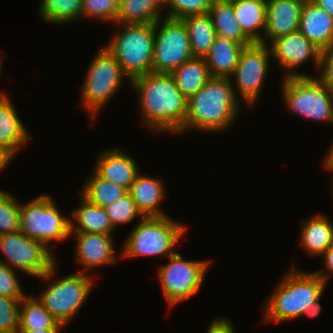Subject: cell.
Listing matches in <instances>:
<instances>
[{
    "label": "cell",
    "instance_id": "cell-1",
    "mask_svg": "<svg viewBox=\"0 0 333 333\" xmlns=\"http://www.w3.org/2000/svg\"><path fill=\"white\" fill-rule=\"evenodd\" d=\"M130 82L140 96V113L145 126L159 133H182L188 99L170 73L150 72Z\"/></svg>",
    "mask_w": 333,
    "mask_h": 333
},
{
    "label": "cell",
    "instance_id": "cell-2",
    "mask_svg": "<svg viewBox=\"0 0 333 333\" xmlns=\"http://www.w3.org/2000/svg\"><path fill=\"white\" fill-rule=\"evenodd\" d=\"M228 77H211L187 100V115L182 133L188 128L214 132L229 128L236 118L238 96Z\"/></svg>",
    "mask_w": 333,
    "mask_h": 333
},
{
    "label": "cell",
    "instance_id": "cell-3",
    "mask_svg": "<svg viewBox=\"0 0 333 333\" xmlns=\"http://www.w3.org/2000/svg\"><path fill=\"white\" fill-rule=\"evenodd\" d=\"M327 285L317 274L291 268L266 301L264 321L282 322L300 316L320 300Z\"/></svg>",
    "mask_w": 333,
    "mask_h": 333
},
{
    "label": "cell",
    "instance_id": "cell-4",
    "mask_svg": "<svg viewBox=\"0 0 333 333\" xmlns=\"http://www.w3.org/2000/svg\"><path fill=\"white\" fill-rule=\"evenodd\" d=\"M124 28L105 46L120 64L129 82L152 72L155 30L154 23L121 24Z\"/></svg>",
    "mask_w": 333,
    "mask_h": 333
},
{
    "label": "cell",
    "instance_id": "cell-5",
    "mask_svg": "<svg viewBox=\"0 0 333 333\" xmlns=\"http://www.w3.org/2000/svg\"><path fill=\"white\" fill-rule=\"evenodd\" d=\"M130 232L122 257L172 256L175 245L183 238L185 226L170 216L141 218Z\"/></svg>",
    "mask_w": 333,
    "mask_h": 333
},
{
    "label": "cell",
    "instance_id": "cell-6",
    "mask_svg": "<svg viewBox=\"0 0 333 333\" xmlns=\"http://www.w3.org/2000/svg\"><path fill=\"white\" fill-rule=\"evenodd\" d=\"M70 221L61 215L51 196L40 195L20 204V231L47 248L52 241L62 242L70 237Z\"/></svg>",
    "mask_w": 333,
    "mask_h": 333
},
{
    "label": "cell",
    "instance_id": "cell-7",
    "mask_svg": "<svg viewBox=\"0 0 333 333\" xmlns=\"http://www.w3.org/2000/svg\"><path fill=\"white\" fill-rule=\"evenodd\" d=\"M282 97L288 110L304 118L333 122V93L314 76L285 77Z\"/></svg>",
    "mask_w": 333,
    "mask_h": 333
},
{
    "label": "cell",
    "instance_id": "cell-8",
    "mask_svg": "<svg viewBox=\"0 0 333 333\" xmlns=\"http://www.w3.org/2000/svg\"><path fill=\"white\" fill-rule=\"evenodd\" d=\"M0 251L7 258L4 262L8 267L24 273L52 280L56 271V259L43 243L33 240L21 231L0 235Z\"/></svg>",
    "mask_w": 333,
    "mask_h": 333
},
{
    "label": "cell",
    "instance_id": "cell-9",
    "mask_svg": "<svg viewBox=\"0 0 333 333\" xmlns=\"http://www.w3.org/2000/svg\"><path fill=\"white\" fill-rule=\"evenodd\" d=\"M88 68L83 88V106L89 109L94 117L107 103L112 95L118 91L122 79L127 76L123 73L115 57L103 47Z\"/></svg>",
    "mask_w": 333,
    "mask_h": 333
},
{
    "label": "cell",
    "instance_id": "cell-10",
    "mask_svg": "<svg viewBox=\"0 0 333 333\" xmlns=\"http://www.w3.org/2000/svg\"><path fill=\"white\" fill-rule=\"evenodd\" d=\"M94 277L83 271L57 279L47 286L38 300L57 320L66 326L83 305L93 287Z\"/></svg>",
    "mask_w": 333,
    "mask_h": 333
},
{
    "label": "cell",
    "instance_id": "cell-11",
    "mask_svg": "<svg viewBox=\"0 0 333 333\" xmlns=\"http://www.w3.org/2000/svg\"><path fill=\"white\" fill-rule=\"evenodd\" d=\"M161 19L154 23L152 72L171 73L194 56L184 22L181 19L167 17L163 18V21Z\"/></svg>",
    "mask_w": 333,
    "mask_h": 333
},
{
    "label": "cell",
    "instance_id": "cell-12",
    "mask_svg": "<svg viewBox=\"0 0 333 333\" xmlns=\"http://www.w3.org/2000/svg\"><path fill=\"white\" fill-rule=\"evenodd\" d=\"M168 258L170 262L159 268L158 278L163 296L172 307L200 290L209 265L203 260L186 261L178 252Z\"/></svg>",
    "mask_w": 333,
    "mask_h": 333
},
{
    "label": "cell",
    "instance_id": "cell-13",
    "mask_svg": "<svg viewBox=\"0 0 333 333\" xmlns=\"http://www.w3.org/2000/svg\"><path fill=\"white\" fill-rule=\"evenodd\" d=\"M269 47V48H268ZM269 56H272L271 48L261 42H253L244 46L239 56V60L230 76L236 82L233 88L237 89L243 101L252 108L262 91L265 76L268 72Z\"/></svg>",
    "mask_w": 333,
    "mask_h": 333
},
{
    "label": "cell",
    "instance_id": "cell-14",
    "mask_svg": "<svg viewBox=\"0 0 333 333\" xmlns=\"http://www.w3.org/2000/svg\"><path fill=\"white\" fill-rule=\"evenodd\" d=\"M270 44L274 60L278 61L280 67L287 69L288 74L285 77H309L305 73L298 74L295 69L310 59L314 61L316 69L319 70L321 50L306 39L300 31L278 37Z\"/></svg>",
    "mask_w": 333,
    "mask_h": 333
},
{
    "label": "cell",
    "instance_id": "cell-15",
    "mask_svg": "<svg viewBox=\"0 0 333 333\" xmlns=\"http://www.w3.org/2000/svg\"><path fill=\"white\" fill-rule=\"evenodd\" d=\"M265 38L273 41L278 37L299 31L300 15L303 3L296 0H268Z\"/></svg>",
    "mask_w": 333,
    "mask_h": 333
},
{
    "label": "cell",
    "instance_id": "cell-16",
    "mask_svg": "<svg viewBox=\"0 0 333 333\" xmlns=\"http://www.w3.org/2000/svg\"><path fill=\"white\" fill-rule=\"evenodd\" d=\"M77 238L75 260L86 268L101 267L116 263L115 246L112 235L75 232Z\"/></svg>",
    "mask_w": 333,
    "mask_h": 333
},
{
    "label": "cell",
    "instance_id": "cell-17",
    "mask_svg": "<svg viewBox=\"0 0 333 333\" xmlns=\"http://www.w3.org/2000/svg\"><path fill=\"white\" fill-rule=\"evenodd\" d=\"M94 171L101 178L124 187L127 191L139 173L135 159L118 149L102 152L95 164Z\"/></svg>",
    "mask_w": 333,
    "mask_h": 333
},
{
    "label": "cell",
    "instance_id": "cell-18",
    "mask_svg": "<svg viewBox=\"0 0 333 333\" xmlns=\"http://www.w3.org/2000/svg\"><path fill=\"white\" fill-rule=\"evenodd\" d=\"M299 31L319 50L333 48V17L313 2L302 6Z\"/></svg>",
    "mask_w": 333,
    "mask_h": 333
},
{
    "label": "cell",
    "instance_id": "cell-19",
    "mask_svg": "<svg viewBox=\"0 0 333 333\" xmlns=\"http://www.w3.org/2000/svg\"><path fill=\"white\" fill-rule=\"evenodd\" d=\"M29 135L9 96L0 91V149L12 158L29 140Z\"/></svg>",
    "mask_w": 333,
    "mask_h": 333
},
{
    "label": "cell",
    "instance_id": "cell-20",
    "mask_svg": "<svg viewBox=\"0 0 333 333\" xmlns=\"http://www.w3.org/2000/svg\"><path fill=\"white\" fill-rule=\"evenodd\" d=\"M165 192L161 179L144 176L140 172L136 175L128 190L138 210L144 217L167 216L159 208V204L165 198Z\"/></svg>",
    "mask_w": 333,
    "mask_h": 333
},
{
    "label": "cell",
    "instance_id": "cell-21",
    "mask_svg": "<svg viewBox=\"0 0 333 333\" xmlns=\"http://www.w3.org/2000/svg\"><path fill=\"white\" fill-rule=\"evenodd\" d=\"M243 47L238 42L217 35L204 57L211 77L230 78L236 69Z\"/></svg>",
    "mask_w": 333,
    "mask_h": 333
},
{
    "label": "cell",
    "instance_id": "cell-22",
    "mask_svg": "<svg viewBox=\"0 0 333 333\" xmlns=\"http://www.w3.org/2000/svg\"><path fill=\"white\" fill-rule=\"evenodd\" d=\"M235 17L244 34L252 42H262L259 29L266 28L267 3L260 0H238L232 3Z\"/></svg>",
    "mask_w": 333,
    "mask_h": 333
},
{
    "label": "cell",
    "instance_id": "cell-23",
    "mask_svg": "<svg viewBox=\"0 0 333 333\" xmlns=\"http://www.w3.org/2000/svg\"><path fill=\"white\" fill-rule=\"evenodd\" d=\"M81 201L80 207L72 212V217H74L76 224L70 221V233L82 232L112 235L115 228L105 208L90 203L83 196Z\"/></svg>",
    "mask_w": 333,
    "mask_h": 333
},
{
    "label": "cell",
    "instance_id": "cell-24",
    "mask_svg": "<svg viewBox=\"0 0 333 333\" xmlns=\"http://www.w3.org/2000/svg\"><path fill=\"white\" fill-rule=\"evenodd\" d=\"M304 222L300 244L306 252L320 256L333 243V223L319 213Z\"/></svg>",
    "mask_w": 333,
    "mask_h": 333
},
{
    "label": "cell",
    "instance_id": "cell-25",
    "mask_svg": "<svg viewBox=\"0 0 333 333\" xmlns=\"http://www.w3.org/2000/svg\"><path fill=\"white\" fill-rule=\"evenodd\" d=\"M178 89L189 99L211 78L204 57H193L171 73Z\"/></svg>",
    "mask_w": 333,
    "mask_h": 333
},
{
    "label": "cell",
    "instance_id": "cell-26",
    "mask_svg": "<svg viewBox=\"0 0 333 333\" xmlns=\"http://www.w3.org/2000/svg\"><path fill=\"white\" fill-rule=\"evenodd\" d=\"M187 27L194 57H205L217 36L208 13L189 15L181 19Z\"/></svg>",
    "mask_w": 333,
    "mask_h": 333
},
{
    "label": "cell",
    "instance_id": "cell-27",
    "mask_svg": "<svg viewBox=\"0 0 333 333\" xmlns=\"http://www.w3.org/2000/svg\"><path fill=\"white\" fill-rule=\"evenodd\" d=\"M164 2L165 0H124L119 4L116 24L155 23L162 16Z\"/></svg>",
    "mask_w": 333,
    "mask_h": 333
},
{
    "label": "cell",
    "instance_id": "cell-28",
    "mask_svg": "<svg viewBox=\"0 0 333 333\" xmlns=\"http://www.w3.org/2000/svg\"><path fill=\"white\" fill-rule=\"evenodd\" d=\"M208 14L218 36L238 42L243 46L253 42L244 34L234 14L232 3L213 2Z\"/></svg>",
    "mask_w": 333,
    "mask_h": 333
},
{
    "label": "cell",
    "instance_id": "cell-29",
    "mask_svg": "<svg viewBox=\"0 0 333 333\" xmlns=\"http://www.w3.org/2000/svg\"><path fill=\"white\" fill-rule=\"evenodd\" d=\"M64 325L50 314L38 298L25 296L20 302L19 330L64 328Z\"/></svg>",
    "mask_w": 333,
    "mask_h": 333
},
{
    "label": "cell",
    "instance_id": "cell-30",
    "mask_svg": "<svg viewBox=\"0 0 333 333\" xmlns=\"http://www.w3.org/2000/svg\"><path fill=\"white\" fill-rule=\"evenodd\" d=\"M92 175L84 185L81 195L90 203L105 208L128 193L124 187L101 178L95 171Z\"/></svg>",
    "mask_w": 333,
    "mask_h": 333
},
{
    "label": "cell",
    "instance_id": "cell-31",
    "mask_svg": "<svg viewBox=\"0 0 333 333\" xmlns=\"http://www.w3.org/2000/svg\"><path fill=\"white\" fill-rule=\"evenodd\" d=\"M39 14L52 24H65L82 16V0H41Z\"/></svg>",
    "mask_w": 333,
    "mask_h": 333
},
{
    "label": "cell",
    "instance_id": "cell-32",
    "mask_svg": "<svg viewBox=\"0 0 333 333\" xmlns=\"http://www.w3.org/2000/svg\"><path fill=\"white\" fill-rule=\"evenodd\" d=\"M20 203L6 191L0 190V235L20 231Z\"/></svg>",
    "mask_w": 333,
    "mask_h": 333
},
{
    "label": "cell",
    "instance_id": "cell-33",
    "mask_svg": "<svg viewBox=\"0 0 333 333\" xmlns=\"http://www.w3.org/2000/svg\"><path fill=\"white\" fill-rule=\"evenodd\" d=\"M105 210L114 228L117 224H126L138 216L144 218L129 193L106 206Z\"/></svg>",
    "mask_w": 333,
    "mask_h": 333
},
{
    "label": "cell",
    "instance_id": "cell-34",
    "mask_svg": "<svg viewBox=\"0 0 333 333\" xmlns=\"http://www.w3.org/2000/svg\"><path fill=\"white\" fill-rule=\"evenodd\" d=\"M213 0H165L164 5L169 7L166 16L170 19H182L189 15L208 13Z\"/></svg>",
    "mask_w": 333,
    "mask_h": 333
},
{
    "label": "cell",
    "instance_id": "cell-35",
    "mask_svg": "<svg viewBox=\"0 0 333 333\" xmlns=\"http://www.w3.org/2000/svg\"><path fill=\"white\" fill-rule=\"evenodd\" d=\"M118 11L119 3L116 0H82V17L88 16L116 23Z\"/></svg>",
    "mask_w": 333,
    "mask_h": 333
},
{
    "label": "cell",
    "instance_id": "cell-36",
    "mask_svg": "<svg viewBox=\"0 0 333 333\" xmlns=\"http://www.w3.org/2000/svg\"><path fill=\"white\" fill-rule=\"evenodd\" d=\"M21 300L0 296V333H18Z\"/></svg>",
    "mask_w": 333,
    "mask_h": 333
},
{
    "label": "cell",
    "instance_id": "cell-37",
    "mask_svg": "<svg viewBox=\"0 0 333 333\" xmlns=\"http://www.w3.org/2000/svg\"><path fill=\"white\" fill-rule=\"evenodd\" d=\"M0 296L12 299H23L26 295L14 270L0 259Z\"/></svg>",
    "mask_w": 333,
    "mask_h": 333
},
{
    "label": "cell",
    "instance_id": "cell-38",
    "mask_svg": "<svg viewBox=\"0 0 333 333\" xmlns=\"http://www.w3.org/2000/svg\"><path fill=\"white\" fill-rule=\"evenodd\" d=\"M319 69L317 79L333 93V48L320 51Z\"/></svg>",
    "mask_w": 333,
    "mask_h": 333
},
{
    "label": "cell",
    "instance_id": "cell-39",
    "mask_svg": "<svg viewBox=\"0 0 333 333\" xmlns=\"http://www.w3.org/2000/svg\"><path fill=\"white\" fill-rule=\"evenodd\" d=\"M324 258V266L327 269V272H314L317 274L325 283L328 282V279L333 274V243L321 254ZM331 274V275H330Z\"/></svg>",
    "mask_w": 333,
    "mask_h": 333
},
{
    "label": "cell",
    "instance_id": "cell-40",
    "mask_svg": "<svg viewBox=\"0 0 333 333\" xmlns=\"http://www.w3.org/2000/svg\"><path fill=\"white\" fill-rule=\"evenodd\" d=\"M235 327L226 318H218L212 321L206 333H236Z\"/></svg>",
    "mask_w": 333,
    "mask_h": 333
},
{
    "label": "cell",
    "instance_id": "cell-41",
    "mask_svg": "<svg viewBox=\"0 0 333 333\" xmlns=\"http://www.w3.org/2000/svg\"><path fill=\"white\" fill-rule=\"evenodd\" d=\"M313 3L333 17V0H313Z\"/></svg>",
    "mask_w": 333,
    "mask_h": 333
},
{
    "label": "cell",
    "instance_id": "cell-42",
    "mask_svg": "<svg viewBox=\"0 0 333 333\" xmlns=\"http://www.w3.org/2000/svg\"><path fill=\"white\" fill-rule=\"evenodd\" d=\"M319 300H317L312 306H310L304 313L303 315L310 316V317H316L317 315H319L322 307L321 304L318 302Z\"/></svg>",
    "mask_w": 333,
    "mask_h": 333
},
{
    "label": "cell",
    "instance_id": "cell-43",
    "mask_svg": "<svg viewBox=\"0 0 333 333\" xmlns=\"http://www.w3.org/2000/svg\"><path fill=\"white\" fill-rule=\"evenodd\" d=\"M61 328H44L34 330H18V333H60Z\"/></svg>",
    "mask_w": 333,
    "mask_h": 333
},
{
    "label": "cell",
    "instance_id": "cell-44",
    "mask_svg": "<svg viewBox=\"0 0 333 333\" xmlns=\"http://www.w3.org/2000/svg\"><path fill=\"white\" fill-rule=\"evenodd\" d=\"M324 163L325 168L333 172V144L329 147Z\"/></svg>",
    "mask_w": 333,
    "mask_h": 333
},
{
    "label": "cell",
    "instance_id": "cell-45",
    "mask_svg": "<svg viewBox=\"0 0 333 333\" xmlns=\"http://www.w3.org/2000/svg\"><path fill=\"white\" fill-rule=\"evenodd\" d=\"M11 158L6 152L0 149V172L9 165Z\"/></svg>",
    "mask_w": 333,
    "mask_h": 333
},
{
    "label": "cell",
    "instance_id": "cell-46",
    "mask_svg": "<svg viewBox=\"0 0 333 333\" xmlns=\"http://www.w3.org/2000/svg\"><path fill=\"white\" fill-rule=\"evenodd\" d=\"M214 2H219V3H233L238 0H213Z\"/></svg>",
    "mask_w": 333,
    "mask_h": 333
},
{
    "label": "cell",
    "instance_id": "cell-47",
    "mask_svg": "<svg viewBox=\"0 0 333 333\" xmlns=\"http://www.w3.org/2000/svg\"><path fill=\"white\" fill-rule=\"evenodd\" d=\"M296 1H299L301 3H308V2H313V0H296Z\"/></svg>",
    "mask_w": 333,
    "mask_h": 333
},
{
    "label": "cell",
    "instance_id": "cell-48",
    "mask_svg": "<svg viewBox=\"0 0 333 333\" xmlns=\"http://www.w3.org/2000/svg\"><path fill=\"white\" fill-rule=\"evenodd\" d=\"M0 57H1V55H0ZM1 62H2V60H1V58H0V71H1V67H2V66H1V64H2Z\"/></svg>",
    "mask_w": 333,
    "mask_h": 333
},
{
    "label": "cell",
    "instance_id": "cell-49",
    "mask_svg": "<svg viewBox=\"0 0 333 333\" xmlns=\"http://www.w3.org/2000/svg\"><path fill=\"white\" fill-rule=\"evenodd\" d=\"M119 4L122 2V1H124V0H116Z\"/></svg>",
    "mask_w": 333,
    "mask_h": 333
}]
</instances>
